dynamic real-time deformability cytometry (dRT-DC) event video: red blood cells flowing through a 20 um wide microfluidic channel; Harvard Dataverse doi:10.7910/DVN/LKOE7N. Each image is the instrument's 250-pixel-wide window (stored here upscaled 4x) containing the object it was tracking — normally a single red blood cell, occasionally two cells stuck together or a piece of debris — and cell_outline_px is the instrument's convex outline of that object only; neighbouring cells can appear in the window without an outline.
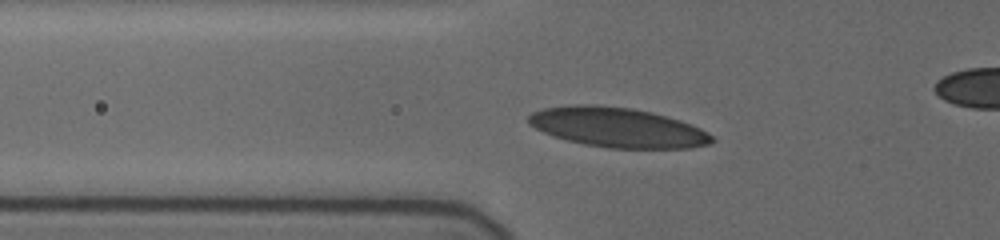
{"species": "human", "species_latin": "Homo sapiens", "temperature_condition": "cold", "stored_images_in_passage": 8, "camera_frame_rate_fps": 3000, "um_per_image_px": 0.085, "donor": {"sex": "female"}, "frame": {"image": 1, "passage_image": 6, "time_ms": 4.0, "image_size_px": [1000, 240], "cell_outline_px": [[716, 140], [708, 144], [688, 148], [608, 148], [584, 144], [552, 136], [528, 124], [528, 116], [532, 112], [544, 108], [572, 104], [596, 104], [632, 108], [652, 112], [680, 120], [692, 124], [700, 128], [712, 136]], "centroid_in_image_um": [52.47, 10.82], "position_along_channel_um": 73.3, "area_um2": 42.54}}
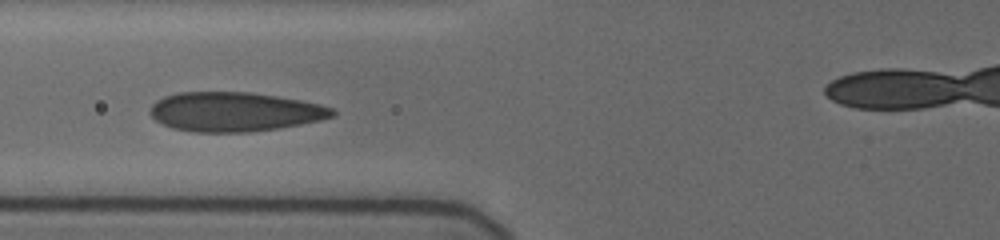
{"frame": {"image": 2, "passage_image": 7, "time_ms": 5.0, "image_size_px": [1000, 240], "cell_outline_px": [[336, 116], [320, 120], [280, 128], [248, 132], [192, 132], [172, 128], [156, 120], [148, 112], [152, 104], [156, 100], [164, 96], [176, 92], [248, 92], [276, 96], [300, 100], [320, 104], [332, 108], [336, 112]], "centroid_in_image_um": [19.92, 9.5], "position_along_channel_um": 105.9, "area_um2": 41.91}}